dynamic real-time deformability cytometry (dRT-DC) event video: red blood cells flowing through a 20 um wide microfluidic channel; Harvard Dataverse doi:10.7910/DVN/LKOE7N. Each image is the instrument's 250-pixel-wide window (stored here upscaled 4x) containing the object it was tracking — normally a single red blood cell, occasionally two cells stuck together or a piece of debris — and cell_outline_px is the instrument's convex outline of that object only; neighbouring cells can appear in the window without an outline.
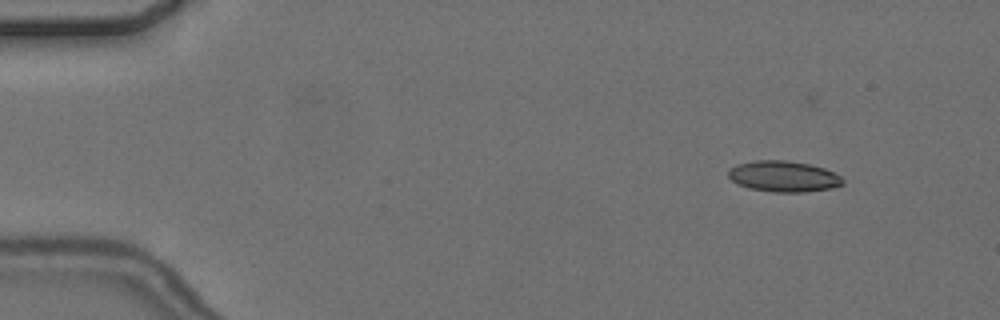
{"species": "common noctule bat (a hibernating species)", "species_latin": "Nyctalus noctula", "temperature_condition": "cold", "stored_images_in_passage": 6, "camera_frame_rate_fps": 3000, "um_per_image_px": 0.085, "animal": {"sex": "female", "body_mass_g": 24.6, "forearm_length_mm": 56.2}, "frame": {"image": 1, "passage_image": 1, "time_ms": 0.0, "image_size_px": [1000, 320], "cell_outline_px": [[844, 184], [832, 188], [804, 192], [776, 192], [748, 188], [732, 180], [728, 176], [728, 168], [736, 164], [756, 160], [788, 160], [808, 164], [824, 168], [840, 176], [844, 180]], "centroid_in_image_um": [66.59, 14.99], "position_along_channel_um": 18.4, "area_um2": 20.63}}
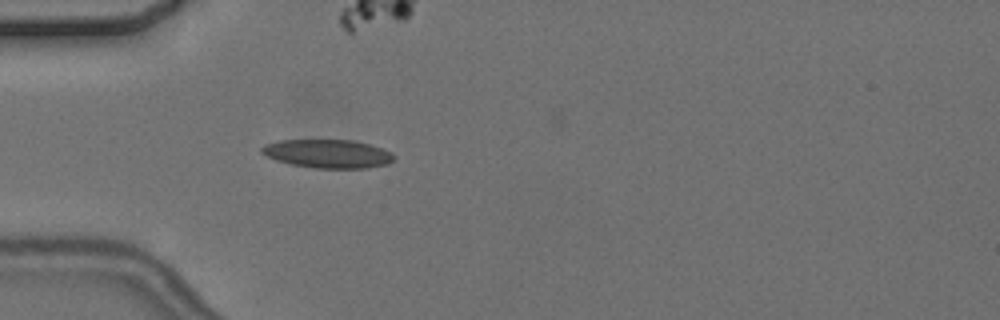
{"frame": {"image": 2, "passage_image": 4, "time_ms": 3.667, "image_size_px": [1000, 320], "cell_outline_px": [[396, 156], [388, 164], [368, 168], [316, 168], [292, 164], [276, 160], [260, 152], [260, 148], [264, 144], [280, 140], [352, 140], [384, 148], [392, 152]], "centroid_in_image_um": [27.89, 13.06], "position_along_channel_um": 57.1, "area_um2": 22.02}}
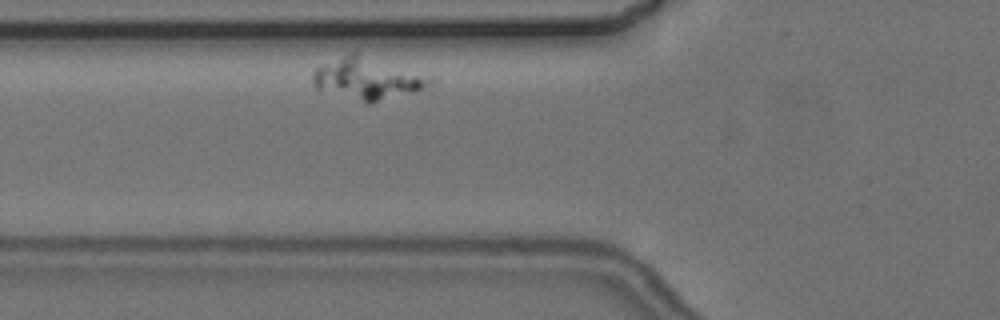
{"frame": {"image": 3, "passage_image": 6, "time_ms": 6.0, "image_size_px": [1000, 320], "cell_outline_px": [[436, 76], [432, 84], [372, 104], [368, 104], [316, 88], [312, 84], [312, 72], [316, 68], [356, 48]], "centroid_in_image_um": [31.3, 6.58], "position_along_channel_um": 94.5, "area_um2": 30.0}}